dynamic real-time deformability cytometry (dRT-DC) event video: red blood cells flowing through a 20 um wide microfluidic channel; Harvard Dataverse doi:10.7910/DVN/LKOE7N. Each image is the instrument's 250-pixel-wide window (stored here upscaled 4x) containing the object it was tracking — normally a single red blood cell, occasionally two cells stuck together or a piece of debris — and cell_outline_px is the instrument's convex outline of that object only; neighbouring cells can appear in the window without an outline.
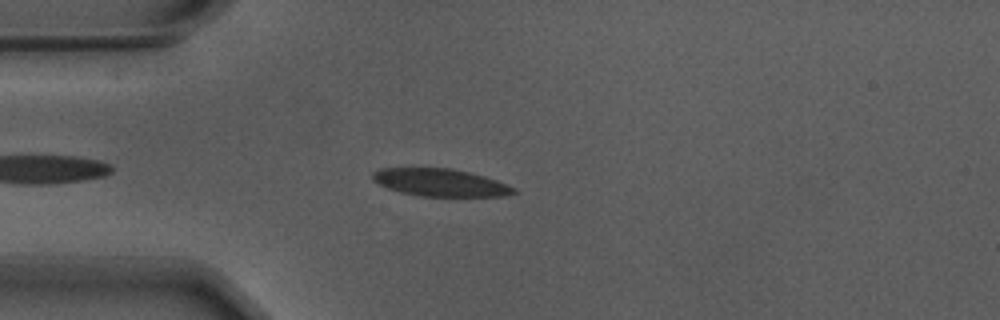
{"species": "Egyptian fruit bat (a non-hibernating species)", "species_latin": "Rousettus aegyptiacus", "temperature_condition": "warm", "stored_images_in_passage": 46, "camera_frame_rate_fps": 3000, "um_per_image_px": 0.085, "animal": {"sex": "male"}, "frame": {"image": 1, "passage_image": 5, "time_ms": 1.333, "image_size_px": [1000, 320], "cell_outline_px": [[516, 192], [504, 196], [420, 196], [400, 192], [388, 188], [372, 180], [372, 172], [380, 168], [452, 168], [484, 176], [496, 180], [516, 188]], "centroid_in_image_um": [37.4, 15.51], "position_along_channel_um": 47.6, "area_um2": 22.54}}
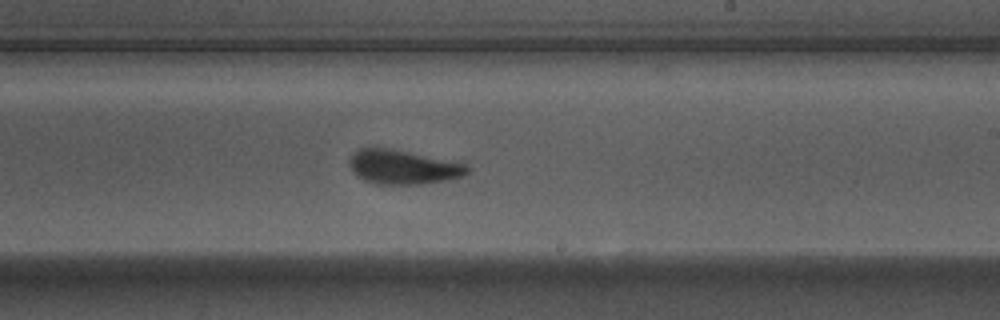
{"frame": {"image": 2, "passage_image": 23, "time_ms": 7.333, "image_size_px": [1000, 320], "cell_outline_px": [[472, 168], [464, 176], [448, 180], [424, 184], [376, 184], [364, 180], [356, 176], [352, 172], [348, 164], [348, 160], [352, 152], [356, 148], [368, 144], [464, 160]], "centroid_in_image_um": [34.3, 14.13], "position_along_channel_um": 254.7, "area_um2": 25.43}}
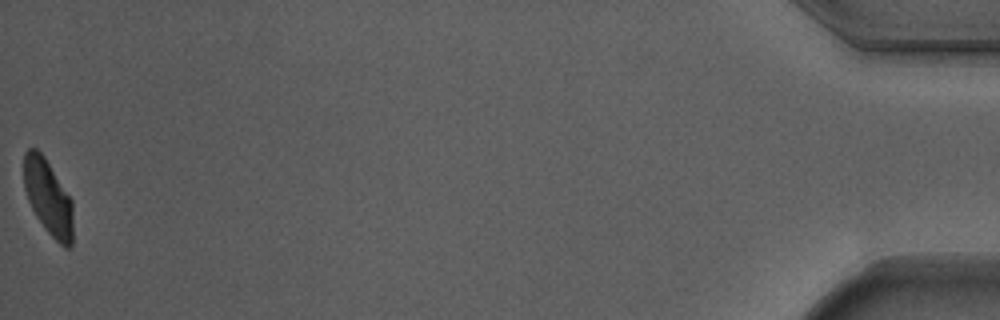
{"frame": {"image": 3, "passage_image": 46, "time_ms": 15.0, "image_size_px": [1000, 320], "cell_outline_px": [[72, 248], [64, 248], [44, 228], [36, 216], [28, 200], [24, 188], [24, 152], [28, 148], [36, 148], [44, 156], [72, 200]], "centroid_in_image_um": [4.09, 16.78], "position_along_channel_um": 431.1, "area_um2": 21.5}, "authors_computed_cell_mechanics": {"area_um2": 23.8425, "velocity_mm_per_s": 3.6825, "shape_relaxation_time_tau1_ms": 2.5102, "shape_relaxation_time_tau2_ms": 0.351, "deformation_change_tau1": 0.1286, "deformation_change_tau2": 0.053}}